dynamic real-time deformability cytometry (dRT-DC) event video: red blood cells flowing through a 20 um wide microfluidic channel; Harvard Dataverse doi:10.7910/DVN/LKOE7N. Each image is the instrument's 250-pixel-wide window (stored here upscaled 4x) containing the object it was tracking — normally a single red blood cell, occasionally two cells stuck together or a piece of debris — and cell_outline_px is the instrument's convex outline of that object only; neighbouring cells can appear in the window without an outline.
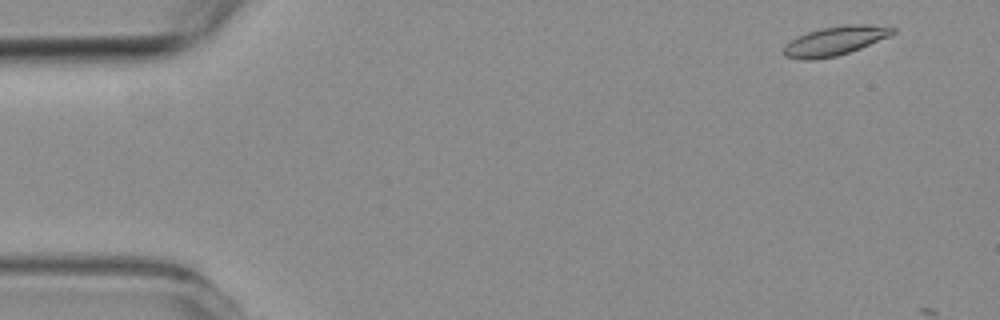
{"species": "common noctule bat (a hibernating species)", "species_latin": "Nyctalus noctula", "temperature_condition": "room temperature", "stored_images_in_passage": 2, "camera_frame_rate_fps": 3000, "um_per_image_px": 0.085, "animal": {"sex": "female", "body_mass_g": 19.3, "forearm_length_mm": 54.1}, "frame": {"image": 1, "passage_image": 1, "time_ms": 0.0, "image_size_px": [1000, 320], "cell_outline_px": [[896, 32], [888, 36], [860, 48], [836, 56], [812, 60], [804, 60], [784, 56], [784, 44], [808, 32], [820, 28], [848, 24], [864, 24], [896, 28]], "centroid_in_image_um": [70.95, 3.47], "position_along_channel_um": 14.0, "area_um2": 18.15}}